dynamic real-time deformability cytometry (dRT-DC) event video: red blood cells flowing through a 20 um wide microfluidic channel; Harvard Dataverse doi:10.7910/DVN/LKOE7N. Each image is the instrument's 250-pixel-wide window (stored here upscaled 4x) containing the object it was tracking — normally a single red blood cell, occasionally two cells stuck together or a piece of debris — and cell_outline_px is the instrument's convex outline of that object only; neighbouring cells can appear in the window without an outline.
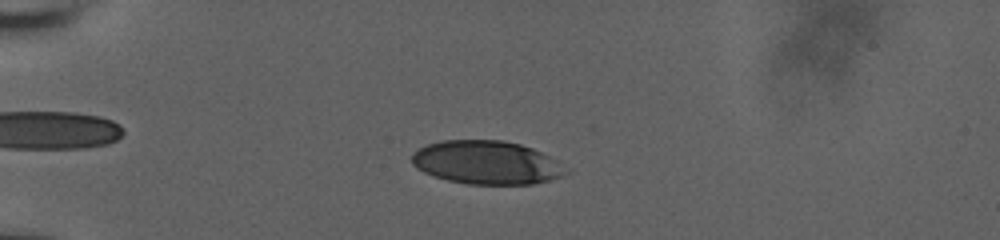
{"species": "human", "species_latin": "Homo sapiens", "temperature_condition": "room temperature", "stored_images_in_passage": 53, "camera_frame_rate_fps": 3000, "um_per_image_px": 0.085, "donor": {"sex": "male"}, "frame": {"image": 1, "passage_image": 16, "time_ms": 5.0, "image_size_px": [1000, 240], "cell_outline_px": [[572, 172], [564, 176], [532, 184], [468, 184], [448, 180], [424, 172], [416, 168], [412, 164], [412, 152], [428, 144], [440, 140], [504, 140], [520, 144], [532, 148], [548, 156]], "centroid_in_image_um": [41.36, 13.81], "position_along_channel_um": 43.6, "area_um2": 38.96}}
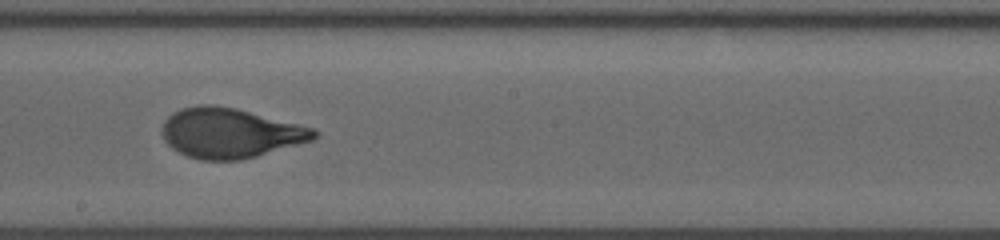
{"frame": {"image": 2, "passage_image": 34, "time_ms": 11.0, "image_size_px": [1000, 240], "cell_outline_px": [[320, 132], [312, 140], [256, 156], [240, 160], [200, 160], [188, 156], [172, 148], [164, 140], [160, 132], [164, 120], [172, 112], [180, 108], [196, 104], [212, 104], [236, 108], [316, 128]], "centroid_in_image_um": [19.53, 11.29], "position_along_channel_um": 228.7, "area_um2": 44.45}}
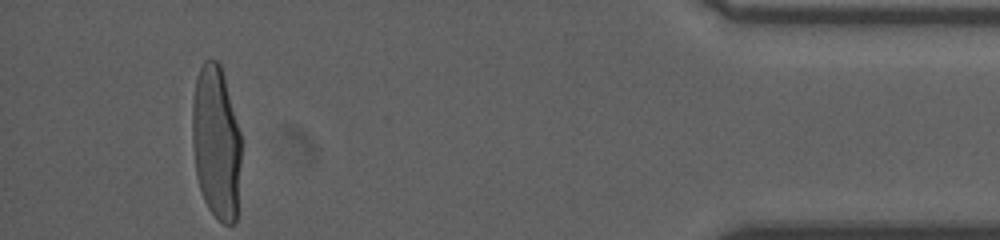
{"frame": {"image": 3, "passage_image": 53, "time_ms": 17.333, "image_size_px": [1000, 240], "cell_outline_px": [[240, 164], [236, 220], [232, 224], [224, 224], [208, 208], [204, 200], [196, 176], [192, 144], [192, 100], [196, 76], [204, 60], [208, 56], [216, 60], [220, 64], [224, 76], [240, 132]], "centroid_in_image_um": [18.35, 12.06], "position_along_channel_um": 416.9, "area_um2": 43.93}, "authors_computed_cell_mechanics": {"area_um2": 43.1766, "velocity_mm_per_s": 3.8498, "shape_relaxation_time_tau1_ms": 4.4539, "shape_relaxation_time_tau2_ms": null, "deformation_change_tau1": 0.2281, "deformation_change_tau2": null}}